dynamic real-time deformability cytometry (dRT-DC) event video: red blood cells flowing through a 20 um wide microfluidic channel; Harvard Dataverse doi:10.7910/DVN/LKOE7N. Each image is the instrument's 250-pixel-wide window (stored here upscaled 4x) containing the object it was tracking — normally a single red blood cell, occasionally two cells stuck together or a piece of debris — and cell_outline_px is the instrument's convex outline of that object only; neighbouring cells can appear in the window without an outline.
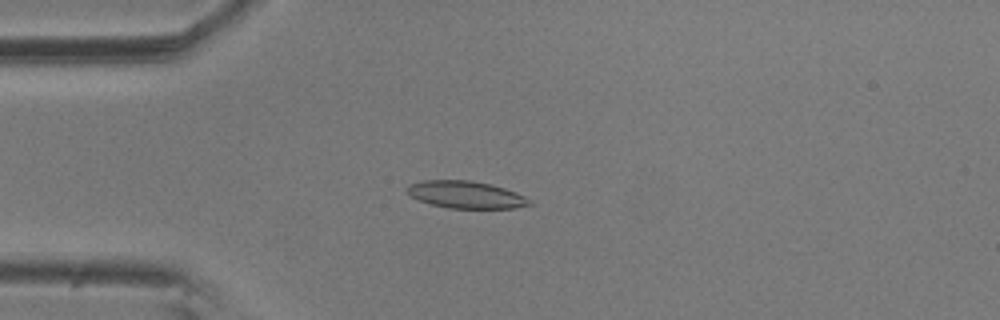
{"species": "common noctule bat (a hibernating species)", "species_latin": "Nyctalus noctula", "temperature_condition": "room temperature", "stored_images_in_passage": 10, "camera_frame_rate_fps": 3000, "um_per_image_px": 0.085, "animal": {"sex": "male", "body_mass_g": 20.5, "forearm_length_mm": 52.5}, "frame": {"image": 1, "passage_image": 3, "time_ms": 0.667, "image_size_px": [1000, 320], "cell_outline_px": [[532, 204], [516, 208], [448, 208], [432, 204], [420, 200], [412, 196], [404, 188], [408, 184], [424, 180], [468, 180], [488, 184], [504, 188], [516, 192], [532, 200]], "centroid_in_image_um": [39.6, 16.54], "position_along_channel_um": 45.4, "area_um2": 19.31}}
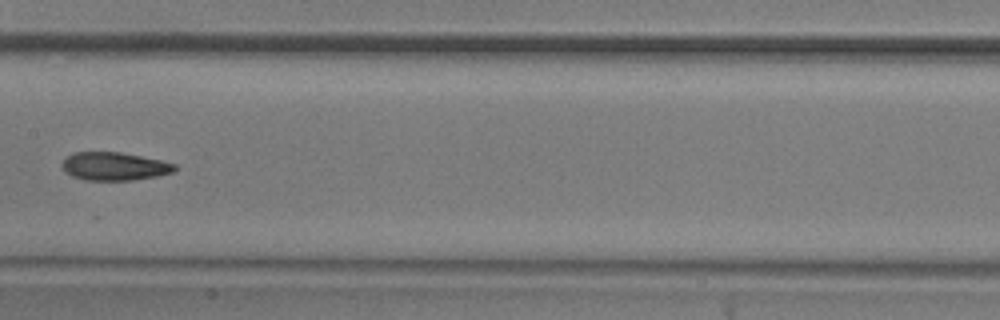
{"frame": {"image": 2, "passage_image": 7, "time_ms": 2.0, "image_size_px": [1000, 320], "cell_outline_px": [[176, 168], [172, 172], [156, 176], [132, 180], [84, 180], [72, 176], [60, 164], [72, 152], [120, 152], [160, 160], [176, 164]], "centroid_in_image_um": [9.71, 14.13], "position_along_channel_um": 197.7, "area_um2": 18.26}}
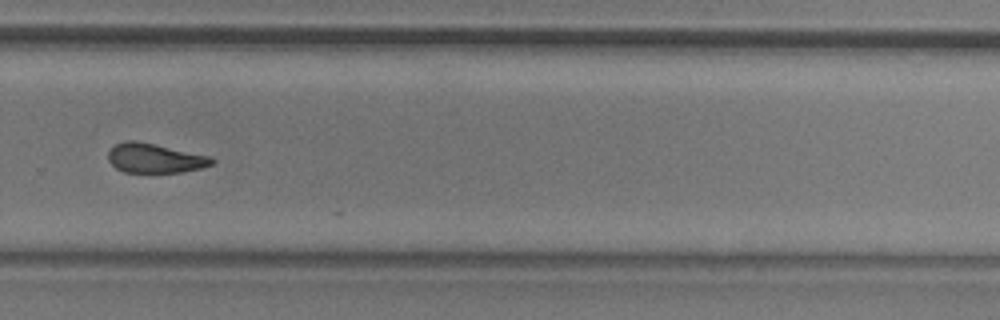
{"frame": {"image": 3, "passage_image": 10, "time_ms": 3.0, "image_size_px": [1000, 320], "cell_outline_px": [[216, 160], [212, 164], [200, 168], [184, 172], [124, 172], [116, 168], [108, 160], [108, 152], [116, 144], [124, 140], [136, 140], [156, 144], [212, 156]], "centroid_in_image_um": [13.18, 13.43], "position_along_channel_um": 316.6, "area_um2": 17.92}}